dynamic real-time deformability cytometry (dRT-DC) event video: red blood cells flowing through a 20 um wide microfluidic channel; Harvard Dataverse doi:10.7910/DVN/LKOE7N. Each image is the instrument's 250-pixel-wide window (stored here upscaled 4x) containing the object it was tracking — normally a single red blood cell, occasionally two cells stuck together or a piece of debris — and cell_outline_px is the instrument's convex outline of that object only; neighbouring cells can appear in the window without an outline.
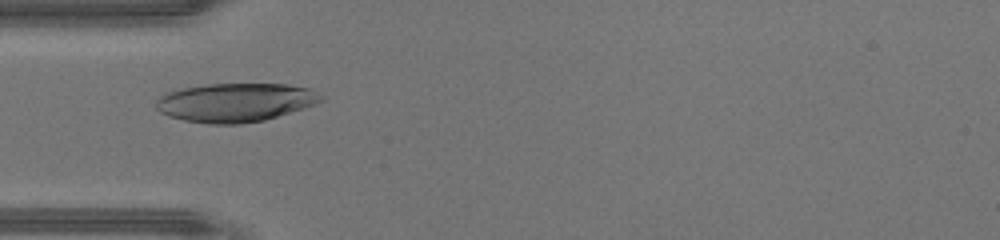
{"species": "human", "species_latin": "Homo sapiens", "temperature_condition": "warm", "stored_images_in_passage": 31, "camera_frame_rate_fps": 3000, "um_per_image_px": 0.085, "donor": {"sex": "male"}, "frame": {"image": 1, "passage_image": 4, "time_ms": 1.0, "image_size_px": [1000, 240], "cell_outline_px": [[324, 100], [304, 108], [264, 120], [240, 124], [208, 124], [184, 120], [168, 116], [160, 112], [156, 108], [156, 100], [160, 96], [168, 92], [180, 88], [208, 84], [288, 84], [312, 88], [324, 96]], "centroid_in_image_um": [20.02, 8.7], "position_along_channel_um": 65.0, "area_um2": 37.45}}
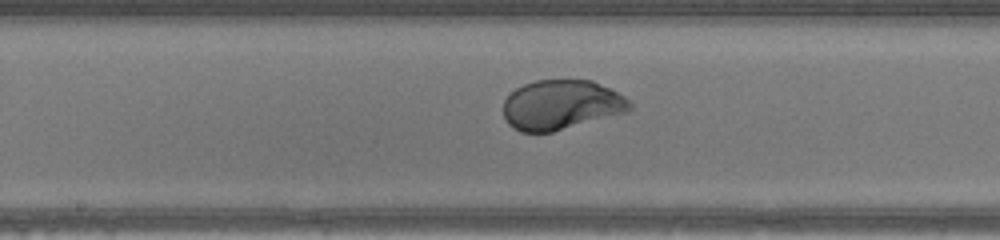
{"frame": {"image": 2, "passage_image": 13, "time_ms": 4.0, "image_size_px": [1000, 240], "cell_outline_px": [[632, 108], [628, 112], [552, 132], [520, 132], [512, 128], [508, 124], [504, 116], [504, 100], [516, 88], [524, 84], [536, 80], [592, 80], [624, 96], [632, 104]], "centroid_in_image_um": [47.7, 8.92], "position_along_channel_um": 200.5, "area_um2": 36.59}}
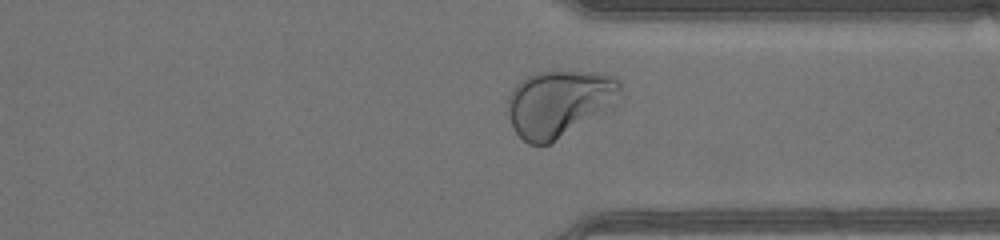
{"frame": {"image": 3, "passage_image": 24, "time_ms": 7.667, "image_size_px": [1000, 240], "cell_outline_px": [[620, 92], [600, 108], [548, 144], [528, 144], [512, 128], [508, 116], [508, 96], [512, 88], [524, 76], [536, 72], [588, 72], [616, 76], [620, 80]], "centroid_in_image_um": [47.34, 8.71], "position_along_channel_um": 364.1, "area_um2": 41.38}, "authors_computed_cell_mechanics": {"area_um2": 37.6856, "velocity_mm_per_s": 4.482, "shape_relaxation_time_tau1_ms": 1.8412, "shape_relaxation_time_tau2_ms": null, "deformation_change_tau1": 0.1815, "deformation_change_tau2": null}}